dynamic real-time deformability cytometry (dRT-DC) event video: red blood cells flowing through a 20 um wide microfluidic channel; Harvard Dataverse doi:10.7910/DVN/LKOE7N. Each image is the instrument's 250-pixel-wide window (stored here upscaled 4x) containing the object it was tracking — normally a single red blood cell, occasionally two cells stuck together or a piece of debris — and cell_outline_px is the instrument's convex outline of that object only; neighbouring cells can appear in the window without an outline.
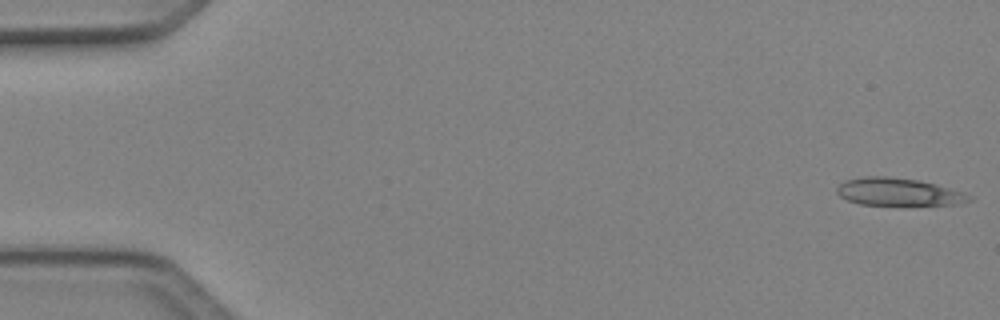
{"species": "Egyptian fruit bat (a non-hibernating species)", "species_latin": "Rousettus aegyptiacus", "temperature_condition": "cold", "stored_images_in_passage": 49, "camera_frame_rate_fps": 3000, "um_per_image_px": 0.085, "animal": {"sex": "female"}, "frame": {"image": 1, "passage_image": 1, "time_ms": 0.0, "image_size_px": [1000, 320], "cell_outline_px": [[972, 200], [956, 204], [912, 208], [900, 208], [860, 204], [848, 200], [840, 196], [836, 192], [836, 188], [844, 180], [864, 176], [888, 176], [916, 180], [936, 184], [964, 192], [972, 196]], "centroid_in_image_um": [76.39, 16.37], "position_along_channel_um": 8.6, "area_um2": 22.54}}
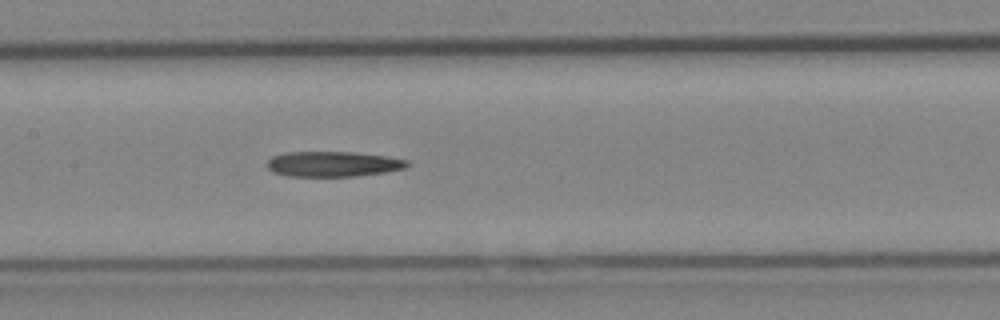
{"frame": {"image": 2, "passage_image": 24, "time_ms": 7.667, "image_size_px": [1000, 320], "cell_outline_px": [[412, 164], [404, 168], [388, 172], [352, 176], [288, 176], [272, 172], [268, 168], [268, 160], [272, 156], [284, 152], [352, 152], [388, 156], [408, 160]], "centroid_in_image_um": [28.33, 13.94], "position_along_channel_um": 179.1, "area_um2": 20.75}}
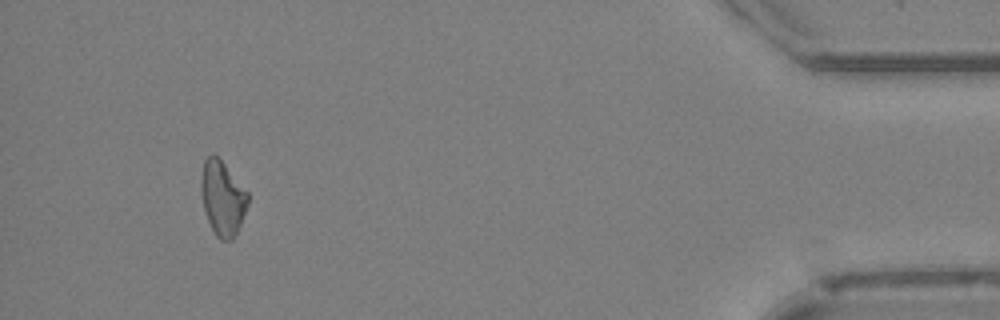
{"frame": {"image": 3, "passage_image": 46, "time_ms": 15.0, "image_size_px": [1000, 320], "cell_outline_px": [[248, 204], [240, 224], [232, 240], [220, 240], [216, 236], [208, 220], [204, 208], [200, 192], [200, 176], [204, 160], [212, 152], [224, 164], [248, 192]], "centroid_in_image_um": [18.89, 16.82], "position_along_channel_um": 416.3, "area_um2": 20.17}}